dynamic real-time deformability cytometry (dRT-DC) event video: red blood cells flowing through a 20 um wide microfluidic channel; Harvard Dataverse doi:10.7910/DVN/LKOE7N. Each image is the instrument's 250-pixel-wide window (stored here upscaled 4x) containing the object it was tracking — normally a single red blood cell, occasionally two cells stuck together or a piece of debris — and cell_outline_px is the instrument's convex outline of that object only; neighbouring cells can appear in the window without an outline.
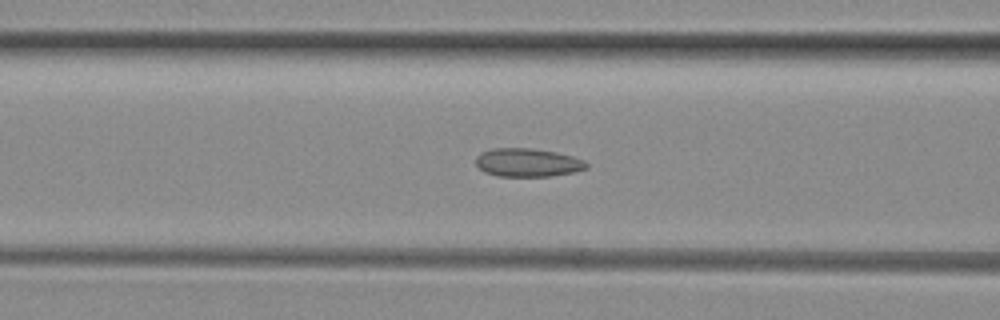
{"species": "common noctule bat (a hibernating species)", "species_latin": "Nyctalus noctula", "temperature_condition": "room temperature", "stored_images_in_passage": 28, "camera_frame_rate_fps": 3000, "um_per_image_px": 0.085, "animal": {"sex": "female", "body_mass_g": 29.2, "forearm_length_mm": 56.3}, "frame": {"image": 1, "passage_image": 11, "time_ms": 3.333, "image_size_px": [1000, 320], "cell_outline_px": [[588, 168], [576, 172], [552, 176], [496, 176], [484, 172], [476, 164], [476, 156], [480, 152], [492, 148], [532, 148], [556, 152], [572, 156], [584, 160], [588, 164]], "centroid_in_image_um": [44.85, 13.82], "position_along_channel_um": 121.7, "area_um2": 18.5}}
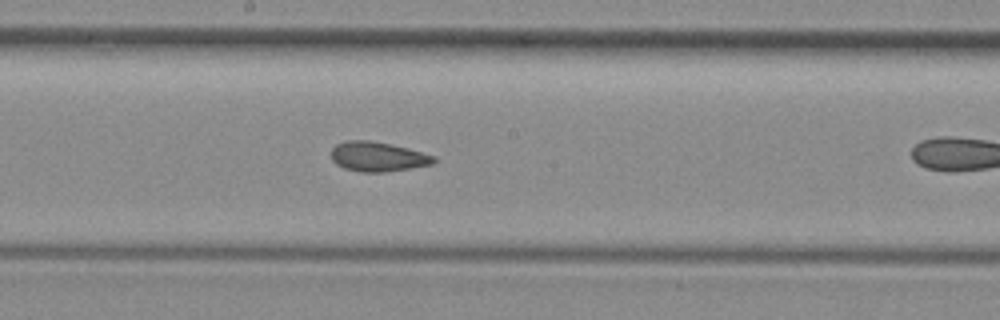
{"frame": {"image": 2, "passage_image": 18, "time_ms": 5.667, "image_size_px": [1000, 320], "cell_outline_px": [[436, 160], [432, 164], [384, 172], [360, 172], [344, 168], [336, 164], [332, 160], [332, 148], [336, 144], [348, 140], [368, 140], [408, 148], [436, 156]], "centroid_in_image_um": [32.09, 13.31], "position_along_channel_um": 216.1, "area_um2": 17.57}}
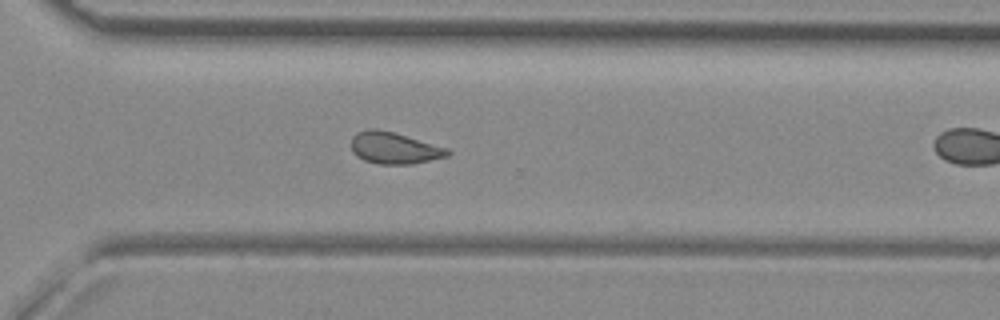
{"frame": {"image": 3, "passage_image": 27, "time_ms": 8.667, "image_size_px": [1000, 320], "cell_outline_px": [[452, 152], [448, 156], [412, 164], [376, 164], [364, 160], [356, 156], [352, 152], [352, 136], [356, 132], [368, 128], [376, 128], [392, 132], [448, 148]], "centroid_in_image_um": [33.48, 12.58], "position_along_channel_um": 337.1, "area_um2": 17.8}}